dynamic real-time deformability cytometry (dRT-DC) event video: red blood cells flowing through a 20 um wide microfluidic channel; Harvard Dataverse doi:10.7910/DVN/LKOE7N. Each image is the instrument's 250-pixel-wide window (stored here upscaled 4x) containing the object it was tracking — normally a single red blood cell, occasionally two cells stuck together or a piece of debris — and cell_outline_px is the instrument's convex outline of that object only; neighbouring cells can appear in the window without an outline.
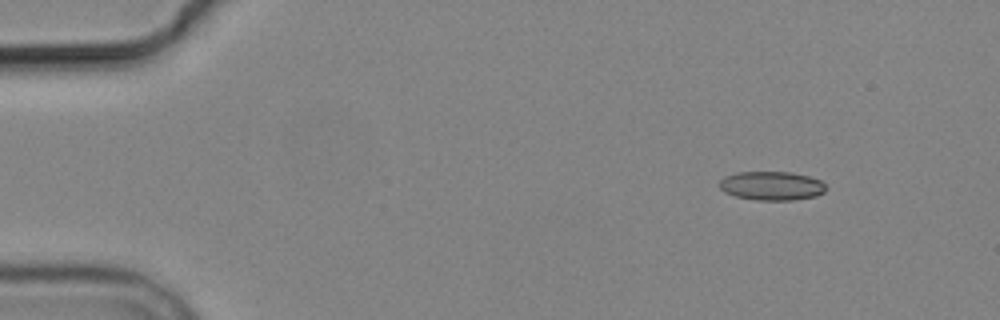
{"species": "common noctule bat (a hibernating species)", "species_latin": "Nyctalus noctula", "temperature_condition": "cold", "stored_images_in_passage": 9, "camera_frame_rate_fps": 3000, "um_per_image_px": 0.085, "animal": {"sex": "male", "body_mass_g": 19.2, "forearm_length_mm": 51.8}, "frame": {"image": 1, "passage_image": 1, "time_ms": 0.0, "image_size_px": [1000, 320], "cell_outline_px": [[828, 188], [824, 192], [816, 196], [792, 200], [756, 200], [736, 196], [724, 192], [720, 188], [720, 180], [724, 176], [736, 172], [792, 172], [808, 176], [820, 180]], "centroid_in_image_um": [65.59, 15.79], "position_along_channel_um": 19.4, "area_um2": 17.98}}
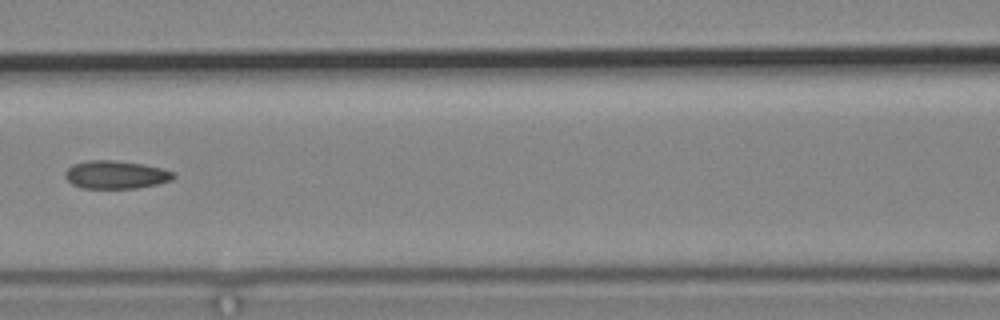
{"frame": {"image": 2, "passage_image": 6, "time_ms": 6.333, "image_size_px": [1000, 320], "cell_outline_px": [[176, 176], [172, 180], [156, 184], [136, 188], [80, 188], [72, 184], [64, 176], [64, 172], [72, 164], [88, 160], [116, 160], [144, 164], [164, 168], [176, 172]], "centroid_in_image_um": [9.86, 14.84], "position_along_channel_um": 156.7, "area_um2": 17.98}}
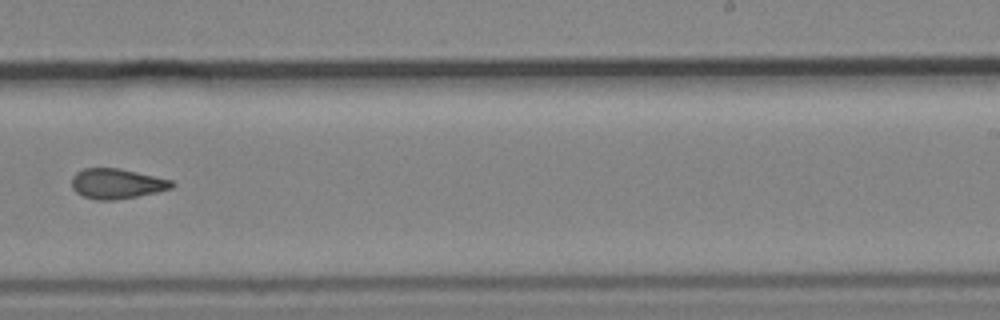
{"frame": {"image": 3, "passage_image": 9, "time_ms": 9.667, "image_size_px": [1000, 320], "cell_outline_px": [[176, 184], [172, 188], [156, 192], [136, 196], [112, 200], [96, 200], [84, 196], [76, 192], [72, 188], [72, 176], [76, 172], [84, 168], [120, 168], [172, 180]], "centroid_in_image_um": [9.92, 15.6], "position_along_channel_um": 279.1, "area_um2": 17.51}}